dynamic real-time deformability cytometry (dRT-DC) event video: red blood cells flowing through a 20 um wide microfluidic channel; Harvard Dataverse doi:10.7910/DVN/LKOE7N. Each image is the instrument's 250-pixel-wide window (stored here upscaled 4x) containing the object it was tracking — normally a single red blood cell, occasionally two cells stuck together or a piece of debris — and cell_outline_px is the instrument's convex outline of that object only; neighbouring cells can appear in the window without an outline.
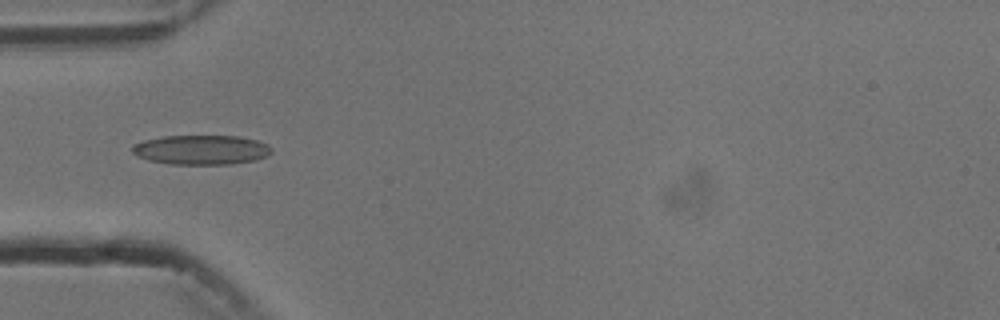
{"species": "common noctule bat (a hibernating species)", "species_latin": "Nyctalus noctula", "temperature_condition": "cold", "stored_images_in_passage": 5, "camera_frame_rate_fps": 3000, "um_per_image_px": 0.085, "animal": {"sex": "male", "body_mass_g": 13.3}, "frame": {"image": 1, "passage_image": 5, "time_ms": 4.667, "image_size_px": [1000, 320], "cell_outline_px": [[272, 152], [268, 156], [256, 160], [228, 164], [172, 164], [148, 160], [136, 156], [132, 152], [132, 144], [144, 140], [164, 136], [236, 136], [256, 140], [268, 144], [272, 148]], "centroid_in_image_um": [17.1, 12.73], "position_along_channel_um": 67.9, "area_um2": 24.04}}